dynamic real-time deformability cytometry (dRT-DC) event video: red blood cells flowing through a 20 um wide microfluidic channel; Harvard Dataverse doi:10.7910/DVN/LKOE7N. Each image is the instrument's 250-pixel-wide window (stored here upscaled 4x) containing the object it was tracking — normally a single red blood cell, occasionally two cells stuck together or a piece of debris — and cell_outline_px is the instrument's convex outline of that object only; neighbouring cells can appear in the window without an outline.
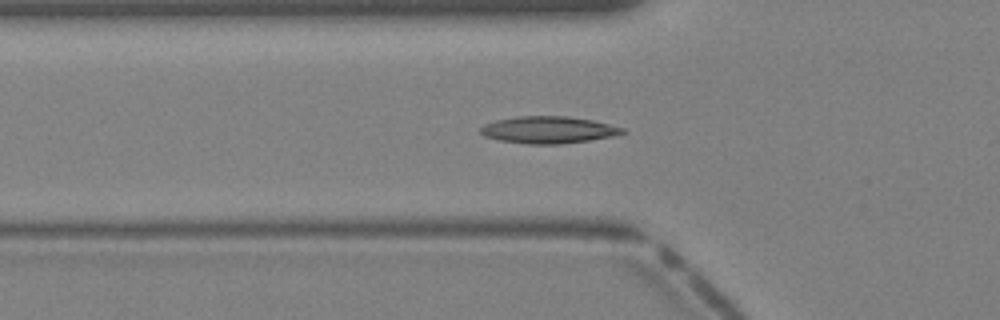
{"species": "Egyptian fruit bat (a non-hibernating species)", "species_latin": "Rousettus aegyptiacus", "temperature_condition": "warm", "stored_images_in_passage": 31, "camera_frame_rate_fps": 3000, "um_per_image_px": 0.085, "animal": {"sex": "female"}, "frame": {"image": 1, "passage_image": 4, "time_ms": 1.0, "image_size_px": [1000, 320], "cell_outline_px": [[624, 132], [612, 136], [588, 140], [560, 144], [528, 144], [500, 140], [484, 136], [480, 132], [480, 128], [484, 124], [496, 120], [516, 116], [568, 116], [592, 120], [624, 128]], "centroid_in_image_um": [46.57, 11.03], "position_along_channel_um": 79.2, "area_um2": 22.14}}
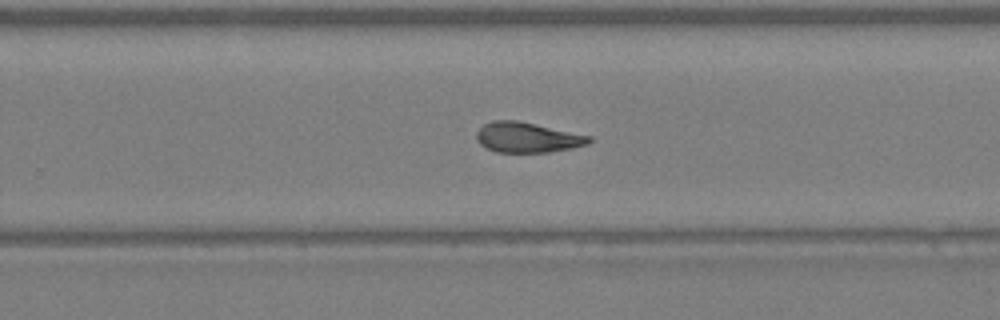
{"frame": {"image": 2, "passage_image": 16, "time_ms": 5.0, "image_size_px": [1000, 320], "cell_outline_px": [[592, 140], [588, 144], [572, 148], [548, 152], [496, 152], [480, 144], [476, 136], [476, 132], [484, 124], [492, 120], [516, 120], [592, 136]], "centroid_in_image_um": [44.83, 11.68], "position_along_channel_um": 285.0, "area_um2": 19.71}}
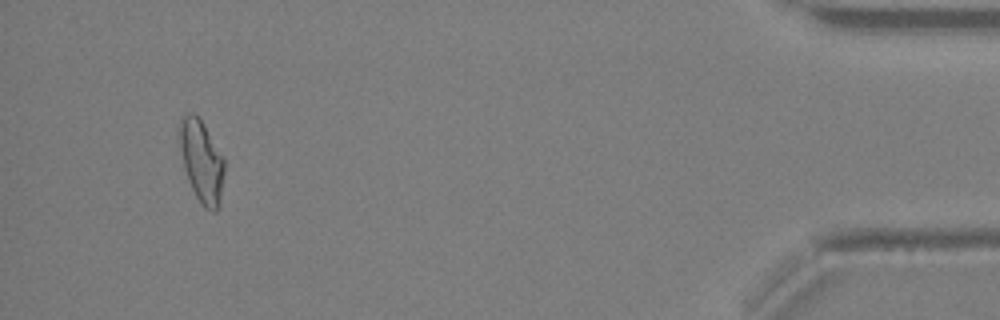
{"frame": {"image": 3, "passage_image": 28, "time_ms": 9.0, "image_size_px": [1000, 320], "cell_outline_px": [[224, 172], [220, 200], [216, 212], [212, 212], [204, 208], [200, 204], [192, 188], [184, 168], [180, 148], [180, 120], [188, 112], [192, 112], [200, 120], [224, 156]], "centroid_in_image_um": [17.15, 13.74], "position_along_channel_um": 418.0, "area_um2": 21.15}}